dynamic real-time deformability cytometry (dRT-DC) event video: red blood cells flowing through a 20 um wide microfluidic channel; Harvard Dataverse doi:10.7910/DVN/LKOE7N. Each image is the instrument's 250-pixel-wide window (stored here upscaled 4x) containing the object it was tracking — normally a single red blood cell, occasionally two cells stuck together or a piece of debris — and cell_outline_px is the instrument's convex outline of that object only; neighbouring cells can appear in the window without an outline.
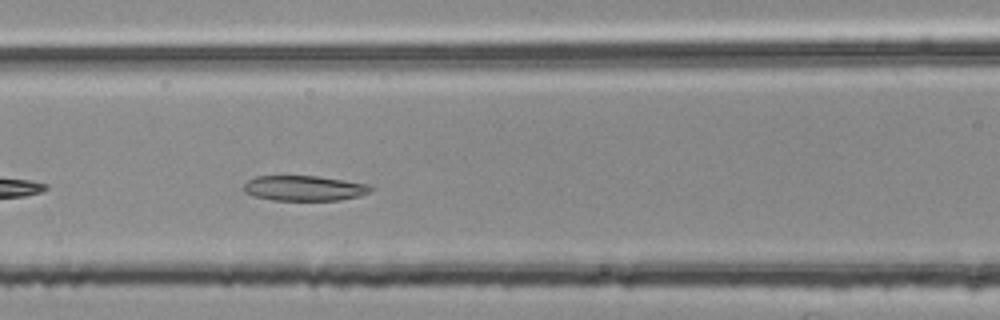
{"species": "common noctule bat (a hibernating species)", "species_latin": "Nyctalus noctula", "temperature_condition": "room temperature", "stored_images_in_passage": 28, "camera_frame_rate_fps": 3000, "um_per_image_px": 0.085, "animal": {"sex": "female", "body_mass_g": 25.1}, "frame": {"image": 1, "passage_image": 8, "time_ms": 2.333, "image_size_px": [1000, 320], "cell_outline_px": [[372, 192], [360, 196], [340, 200], [272, 200], [252, 196], [244, 192], [240, 188], [248, 180], [256, 176], [316, 176], [344, 180], [368, 184], [372, 188]], "centroid_in_image_um": [25.83, 16.0], "position_along_channel_um": 140.8, "area_um2": 18.84}}
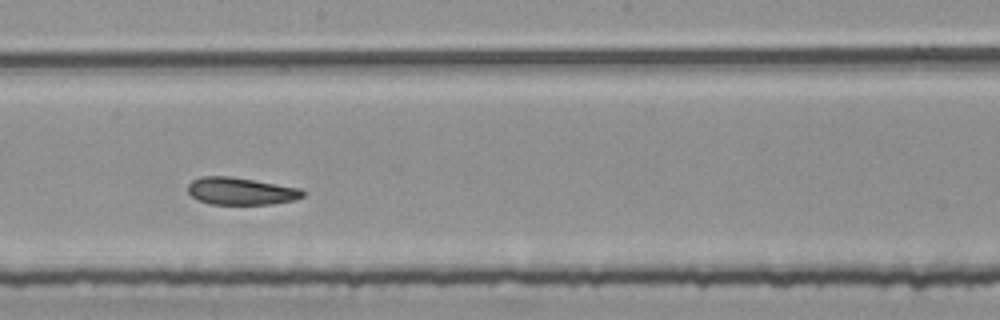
{"frame": {"image": 2, "passage_image": 15, "time_ms": 4.667, "image_size_px": [1000, 320], "cell_outline_px": [[304, 196], [292, 200], [272, 204], [208, 204], [192, 196], [188, 192], [188, 184], [192, 180], [204, 176], [228, 176], [300, 188], [304, 192]], "centroid_in_image_um": [20.45, 16.25], "position_along_channel_um": 227.8, "area_um2": 18.03}}
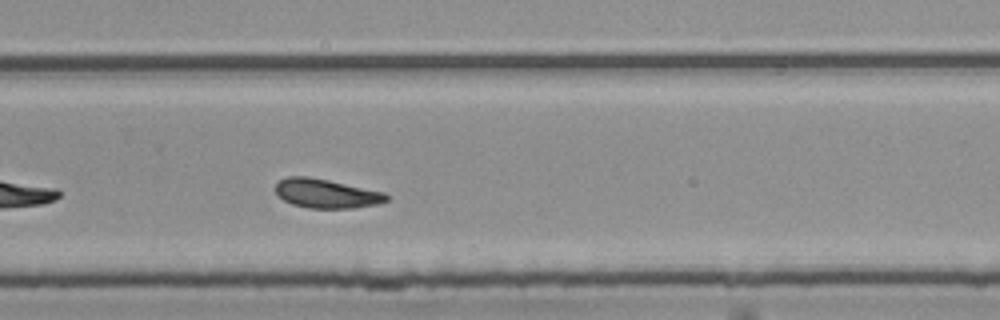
{"frame": {"image": 3, "passage_image": 21, "time_ms": 6.667, "image_size_px": [1000, 320], "cell_outline_px": [[388, 200], [380, 204], [356, 208], [308, 208], [292, 204], [284, 200], [276, 192], [276, 184], [280, 180], [288, 176], [308, 176], [328, 180], [384, 192], [388, 196]], "centroid_in_image_um": [27.76, 16.45], "position_along_channel_um": 302.0, "area_um2": 18.79}, "authors_computed_cell_mechanics": {"area_um2": 18.6694, "velocity_mm_per_s": 3.731, "shape_relaxation_time_tau1_ms": null, "shape_relaxation_time_tau2_ms": 2.1975, "deformation_change_tau1": null, "deformation_change_tau2": 0.0791}}